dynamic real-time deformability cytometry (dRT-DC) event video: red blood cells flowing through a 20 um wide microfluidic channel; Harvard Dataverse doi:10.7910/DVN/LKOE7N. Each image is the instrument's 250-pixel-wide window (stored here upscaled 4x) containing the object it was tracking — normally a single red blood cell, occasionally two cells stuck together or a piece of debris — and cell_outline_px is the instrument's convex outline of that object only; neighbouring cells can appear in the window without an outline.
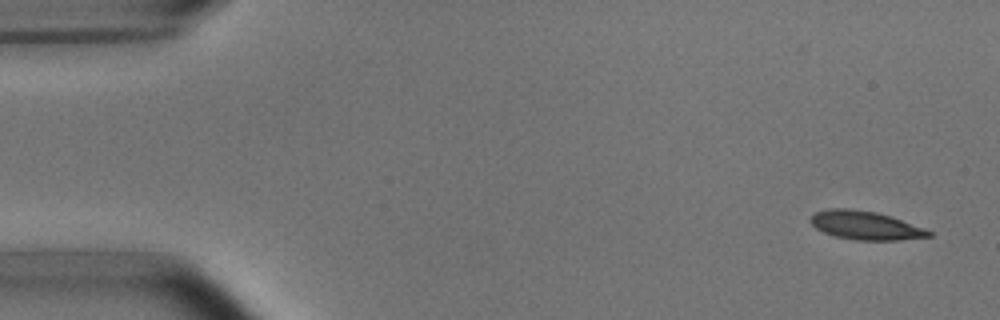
{"species": "common noctule bat (a hibernating species)", "species_latin": "Nyctalus noctula", "temperature_condition": "room temperature", "stored_images_in_passage": 6, "camera_frame_rate_fps": 3000, "um_per_image_px": 0.085, "animal": {"sex": "male", "body_mass_g": 15.6}, "frame": {"image": 1, "passage_image": 1, "time_ms": 0.0, "image_size_px": [1000, 320], "cell_outline_px": [[932, 236], [900, 240], [856, 240], [836, 236], [824, 232], [816, 228], [808, 220], [816, 212], [828, 208], [848, 208], [876, 212], [892, 216], [924, 228], [932, 232]], "centroid_in_image_um": [73.56, 19.15], "position_along_channel_um": 11.4, "area_um2": 19.65}}
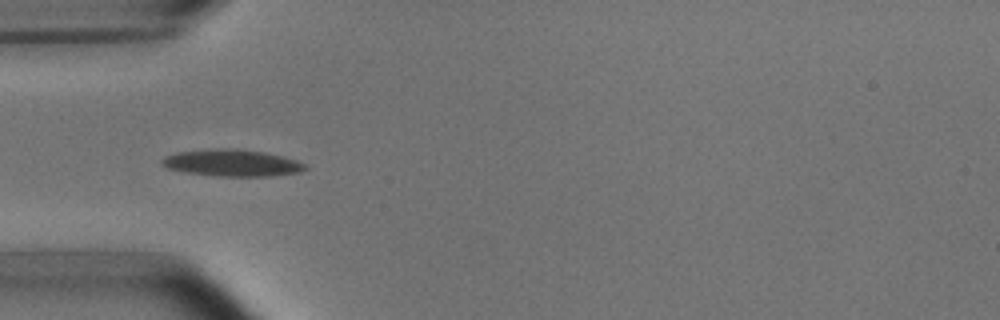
{"frame": {"image": 2, "passage_image": 5, "time_ms": 4.667, "image_size_px": [1000, 320], "cell_outline_px": [[308, 168], [300, 172], [272, 176], [216, 176], [184, 172], [168, 168], [160, 164], [160, 160], [164, 156], [176, 152], [208, 148], [236, 148], [264, 152], [284, 156], [296, 160], [304, 164]], "centroid_in_image_um": [19.68, 13.83], "position_along_channel_um": 65.3, "area_um2": 22.72}}